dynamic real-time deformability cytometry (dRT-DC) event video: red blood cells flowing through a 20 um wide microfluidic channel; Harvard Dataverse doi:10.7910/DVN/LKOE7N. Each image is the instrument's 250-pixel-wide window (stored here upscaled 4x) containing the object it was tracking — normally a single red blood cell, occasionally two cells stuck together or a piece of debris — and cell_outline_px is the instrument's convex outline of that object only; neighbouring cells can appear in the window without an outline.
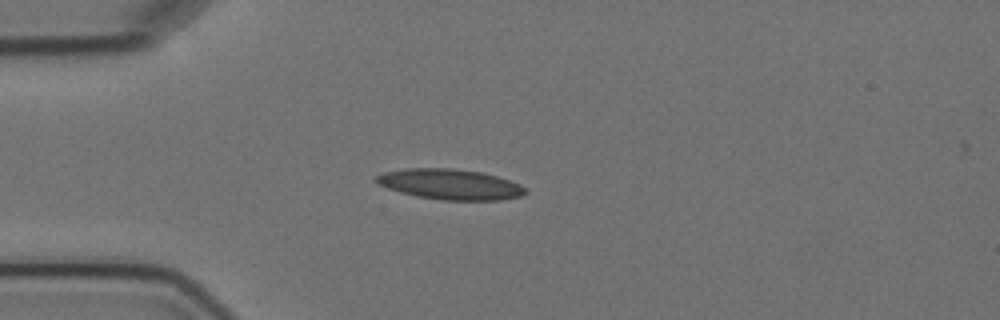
{"species": "Egyptian fruit bat (a non-hibernating species)", "species_latin": "Rousettus aegyptiacus", "temperature_condition": "cold", "stored_images_in_passage": 9, "camera_frame_rate_fps": 3000, "um_per_image_px": 0.085, "animal": {"sex": "female"}, "frame": {"image": 1, "passage_image": 3, "time_ms": 2.333, "image_size_px": [1000, 320], "cell_outline_px": [[528, 192], [520, 196], [500, 200], [444, 200], [416, 196], [400, 192], [376, 184], [372, 180], [376, 176], [384, 172], [408, 168], [452, 168], [480, 172], [496, 176], [520, 184]], "centroid_in_image_um": [38.21, 15.66], "position_along_channel_um": 46.8, "area_um2": 26.41}}
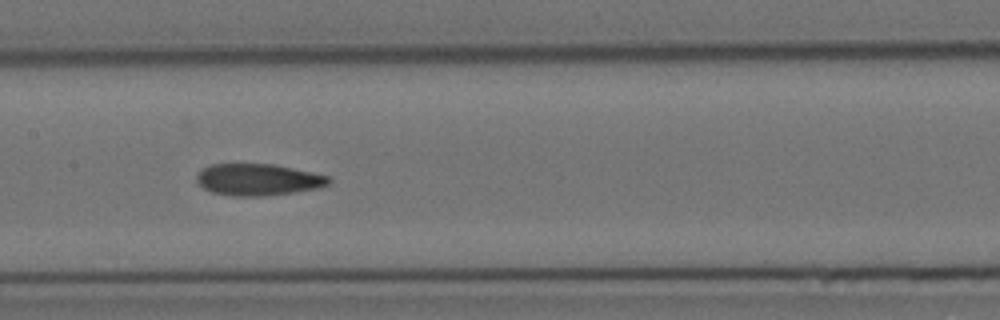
{"frame": {"image": 2, "passage_image": 7, "time_ms": 6.667, "image_size_px": [1000, 320], "cell_outline_px": [[332, 180], [328, 184], [320, 188], [264, 196], [232, 196], [212, 192], [204, 188], [196, 180], [196, 176], [204, 168], [212, 164], [272, 164], [328, 176]], "centroid_in_image_um": [21.93, 15.27], "position_along_channel_um": 185.5, "area_um2": 24.1}}
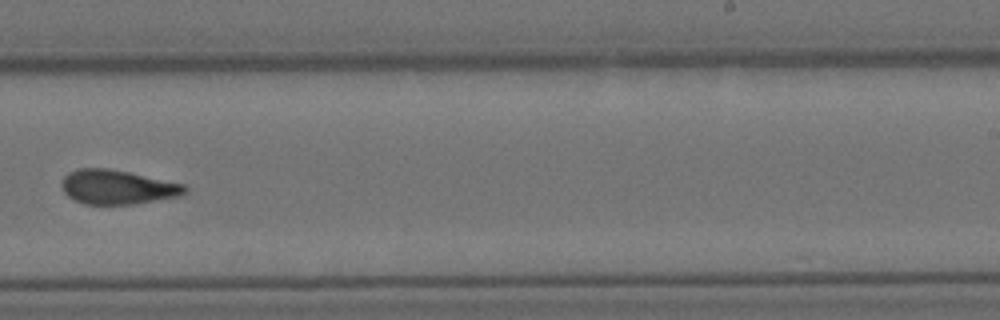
{"frame": {"image": 3, "passage_image": 9, "time_ms": 9.333, "image_size_px": [1000, 320], "cell_outline_px": [[188, 192], [176, 196], [132, 204], [84, 204], [68, 196], [64, 192], [60, 184], [64, 176], [68, 172], [80, 168], [108, 168], [128, 172], [184, 184], [188, 188]], "centroid_in_image_um": [9.94, 15.89], "position_along_channel_um": 279.1, "area_um2": 24.39}}